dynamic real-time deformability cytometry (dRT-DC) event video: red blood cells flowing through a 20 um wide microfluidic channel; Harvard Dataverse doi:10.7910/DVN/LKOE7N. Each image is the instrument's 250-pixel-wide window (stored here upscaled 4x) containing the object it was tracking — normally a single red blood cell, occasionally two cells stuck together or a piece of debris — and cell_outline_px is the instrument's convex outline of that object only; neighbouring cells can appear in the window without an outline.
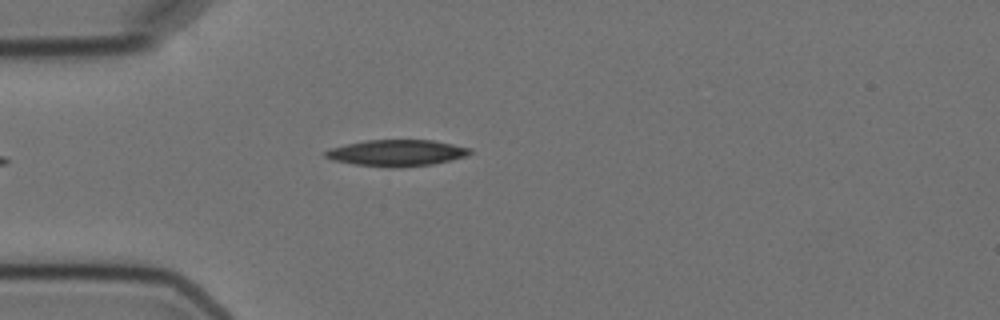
{"species": "Egyptian fruit bat (a non-hibernating species)", "species_latin": "Rousettus aegyptiacus", "temperature_condition": "cold", "stored_images_in_passage": 5, "camera_frame_rate_fps": 3000, "um_per_image_px": 0.085, "animal": {"sex": "female"}, "frame": {"image": 1, "passage_image": 5, "time_ms": 4.667, "image_size_px": [1000, 320], "cell_outline_px": [[472, 152], [468, 156], [432, 164], [400, 168], [352, 164], [332, 160], [324, 156], [324, 152], [328, 148], [368, 140], [432, 140], [472, 148]], "centroid_in_image_um": [33.73, 13.0], "position_along_channel_um": 51.3, "area_um2": 22.25}}